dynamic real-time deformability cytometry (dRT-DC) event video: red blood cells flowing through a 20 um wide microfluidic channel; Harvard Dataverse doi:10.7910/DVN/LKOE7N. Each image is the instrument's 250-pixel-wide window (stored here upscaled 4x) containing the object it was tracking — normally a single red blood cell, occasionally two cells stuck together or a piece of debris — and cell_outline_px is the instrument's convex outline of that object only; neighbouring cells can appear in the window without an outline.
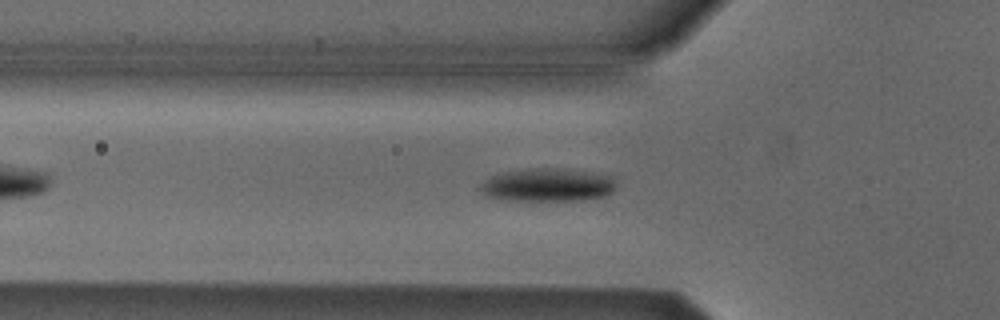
{"species": "Egyptian fruit bat (a non-hibernating species)", "species_latin": "Rousettus aegyptiacus", "temperature_condition": "cold", "stored_images_in_passage": 39, "camera_frame_rate_fps": 3000, "um_per_image_px": 0.085, "animal": {"sex": "male"}, "frame": {"image": 1, "passage_image": 2, "time_ms": 0.333, "image_size_px": [1000, 320], "cell_outline_px": [[616, 188], [612, 192], [604, 196], [584, 200], [508, 200], [484, 196], [476, 188], [484, 180], [492, 176], [504, 172], [524, 168], [564, 168], [612, 176], [616, 184]], "centroid_in_image_um": [46.51, 15.72], "position_along_channel_um": 79.3, "area_um2": 26.59}}
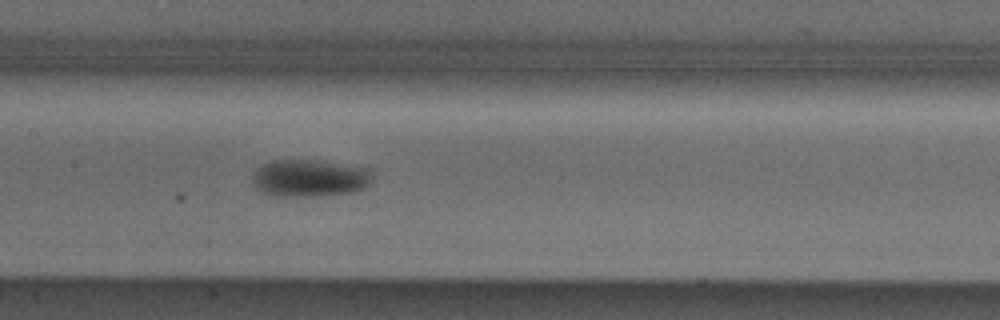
{"frame": {"image": 2, "passage_image": 10, "time_ms": 3.0, "image_size_px": [1000, 320], "cell_outline_px": [[372, 180], [364, 188], [352, 192], [324, 196], [272, 196], [260, 192], [252, 184], [252, 180], [256, 168], [260, 164], [272, 160], [324, 160], [368, 168], [372, 176]], "centroid_in_image_um": [26.29, 15.13], "position_along_channel_um": 181.1, "area_um2": 26.59}}
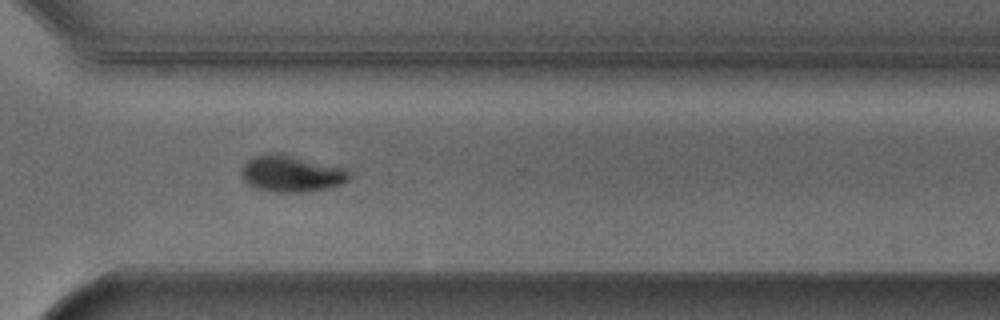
{"frame": {"image": 3, "passage_image": 23, "time_ms": 7.333, "image_size_px": [1000, 320], "cell_outline_px": [[348, 180], [340, 184], [324, 188], [304, 192], [276, 192], [256, 188], [248, 184], [244, 180], [244, 164], [248, 160], [264, 152], [280, 152], [344, 168], [348, 172]], "centroid_in_image_um": [24.74, 14.74], "position_along_channel_um": 345.9, "area_um2": 22.6}, "authors_computed_cell_mechanics": {"area_um2": 24.1604, "velocity_mm_per_s": 3.8046, "shape_relaxation_time_tau1_ms": 2.4399, "shape_relaxation_time_tau2_ms": null, "deformation_change_tau1": 0.1047, "deformation_change_tau2": null}}